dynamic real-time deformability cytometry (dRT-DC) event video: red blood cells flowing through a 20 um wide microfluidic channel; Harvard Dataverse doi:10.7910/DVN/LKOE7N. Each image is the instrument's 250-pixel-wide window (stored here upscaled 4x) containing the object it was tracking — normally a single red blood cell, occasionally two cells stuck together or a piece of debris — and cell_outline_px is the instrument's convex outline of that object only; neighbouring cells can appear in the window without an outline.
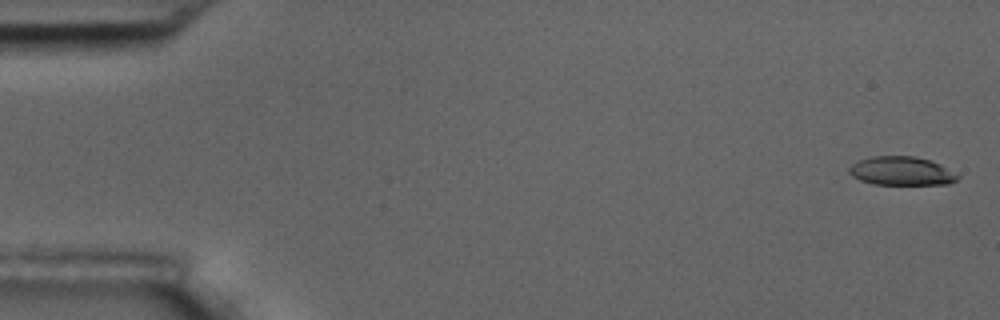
{"species": "common noctule bat (a hibernating species)", "species_latin": "Nyctalus noctula", "temperature_condition": "room temperature", "stored_images_in_passage": 15, "camera_frame_rate_fps": 3000, "um_per_image_px": 0.085, "animal": {"sex": "male", "body_mass_g": 17.5, "forearm_length_mm": 52.3}, "frame": {"image": 1, "passage_image": 1, "time_ms": 0.0, "image_size_px": [1000, 320], "cell_outline_px": [[960, 176], [956, 180], [948, 184], [872, 184], [860, 180], [852, 176], [848, 172], [848, 168], [852, 164], [860, 160], [872, 156], [912, 156], [928, 160], [940, 164]], "centroid_in_image_um": [76.59, 14.54], "position_along_channel_um": 8.4, "area_um2": 17.98}}
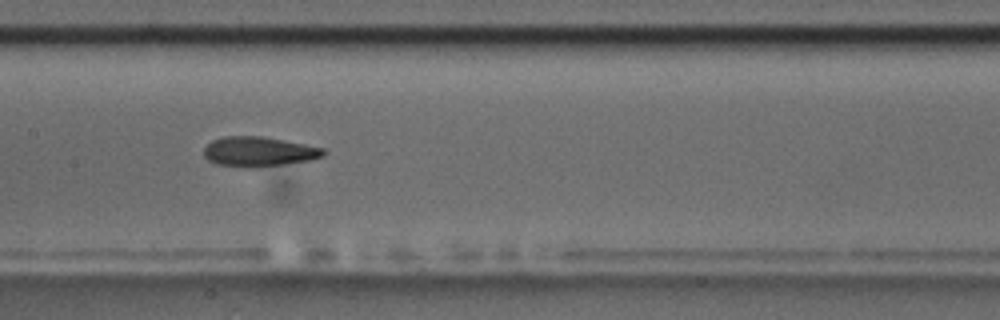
{"frame": {"image": 2, "passage_image": 8, "time_ms": 9.0, "image_size_px": [1000, 320], "cell_outline_px": [[324, 156], [308, 160], [284, 164], [252, 168], [244, 168], [216, 164], [208, 160], [204, 156], [204, 148], [212, 140], [224, 136], [264, 136], [324, 148]], "centroid_in_image_um": [21.96, 12.89], "position_along_channel_um": 185.4, "area_um2": 20.81}}
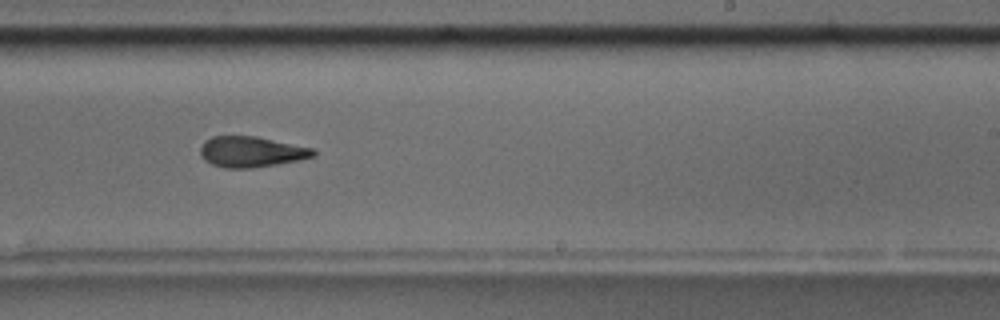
{"frame": {"image": 3, "passage_image": 10, "time_ms": 11.333, "image_size_px": [1000, 320], "cell_outline_px": [[316, 156], [300, 160], [252, 168], [224, 168], [212, 164], [204, 160], [200, 156], [200, 148], [204, 140], [212, 136], [256, 136], [312, 148], [316, 152]], "centroid_in_image_um": [21.33, 12.9], "position_along_channel_um": 267.7, "area_um2": 20.29}, "authors_computed_cell_mechanics": {"area_um2": 20.2878, "velocity_mm_per_s": 3.5403, "shape_relaxation_time_tau1_ms": 3.5279, "shape_relaxation_time_tau2_ms": 2.5889, "deformation_change_tau1": 0.1464, "deformation_change_tau2": 0.1097}}